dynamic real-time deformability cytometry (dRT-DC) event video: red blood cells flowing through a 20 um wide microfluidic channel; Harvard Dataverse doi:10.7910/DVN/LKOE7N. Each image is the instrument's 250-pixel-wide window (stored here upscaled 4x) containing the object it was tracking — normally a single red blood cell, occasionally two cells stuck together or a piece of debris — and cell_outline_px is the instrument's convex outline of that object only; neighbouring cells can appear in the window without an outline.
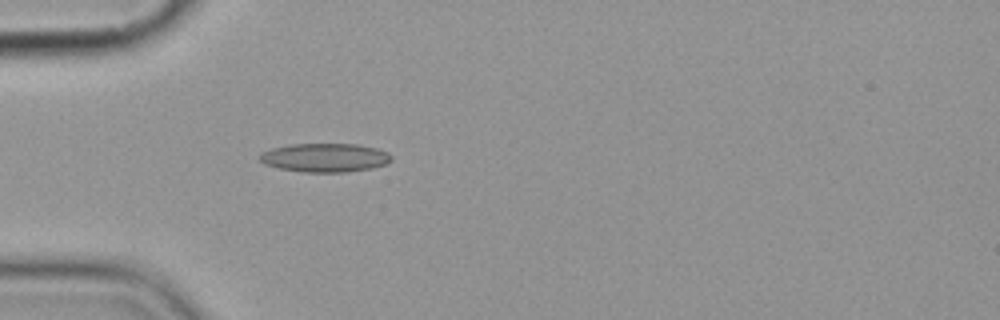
{"species": "common noctule bat (a hibernating species)", "species_latin": "Nyctalus noctula", "temperature_condition": "cold", "stored_images_in_passage": 5, "camera_frame_rate_fps": 3000, "um_per_image_px": 0.085, "animal": {"sex": "female", "body_mass_g": 19.9}, "frame": {"image": 1, "passage_image": 5, "time_ms": 4.667, "image_size_px": [1000, 320], "cell_outline_px": [[392, 160], [384, 164], [372, 168], [344, 172], [304, 172], [280, 168], [264, 164], [260, 160], [260, 152], [272, 148], [292, 144], [356, 144], [376, 148], [388, 152], [392, 156]], "centroid_in_image_um": [27.62, 13.39], "position_along_channel_um": 57.4, "area_um2": 21.96}}